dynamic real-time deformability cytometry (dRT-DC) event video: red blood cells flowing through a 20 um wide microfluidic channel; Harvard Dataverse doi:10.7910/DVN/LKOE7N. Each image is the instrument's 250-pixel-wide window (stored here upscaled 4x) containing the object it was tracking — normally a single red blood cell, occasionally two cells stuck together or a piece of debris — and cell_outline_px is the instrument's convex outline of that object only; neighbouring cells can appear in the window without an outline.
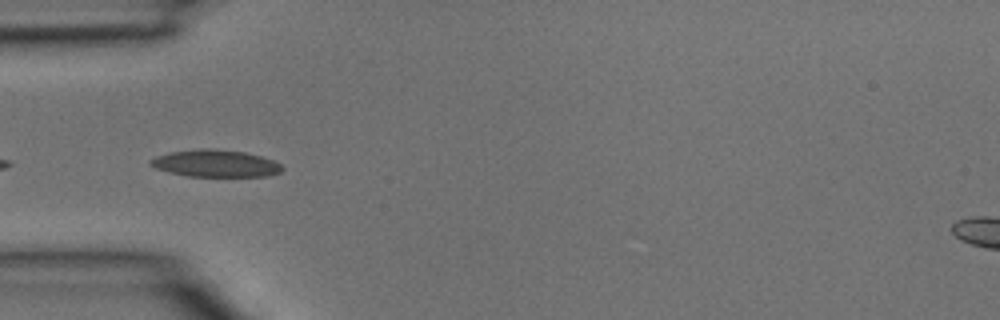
{"species": "common noctule bat (a hibernating species)", "species_latin": "Nyctalus noctula", "temperature_condition": "room temperature", "stored_images_in_passage": 3, "camera_frame_rate_fps": 3000, "um_per_image_px": 0.085, "animal": {"sex": "male", "body_mass_g": 15.6}, "frame": {"image": 1, "passage_image": 3, "time_ms": 0.667, "image_size_px": [1000, 320], "cell_outline_px": [[284, 168], [280, 172], [268, 176], [188, 176], [168, 172], [156, 168], [148, 164], [148, 160], [156, 156], [168, 152], [200, 148], [212, 148], [244, 152], [260, 156], [272, 160], [280, 164]], "centroid_in_image_um": [18.27, 13.88], "position_along_channel_um": 66.7, "area_um2": 20.87}}